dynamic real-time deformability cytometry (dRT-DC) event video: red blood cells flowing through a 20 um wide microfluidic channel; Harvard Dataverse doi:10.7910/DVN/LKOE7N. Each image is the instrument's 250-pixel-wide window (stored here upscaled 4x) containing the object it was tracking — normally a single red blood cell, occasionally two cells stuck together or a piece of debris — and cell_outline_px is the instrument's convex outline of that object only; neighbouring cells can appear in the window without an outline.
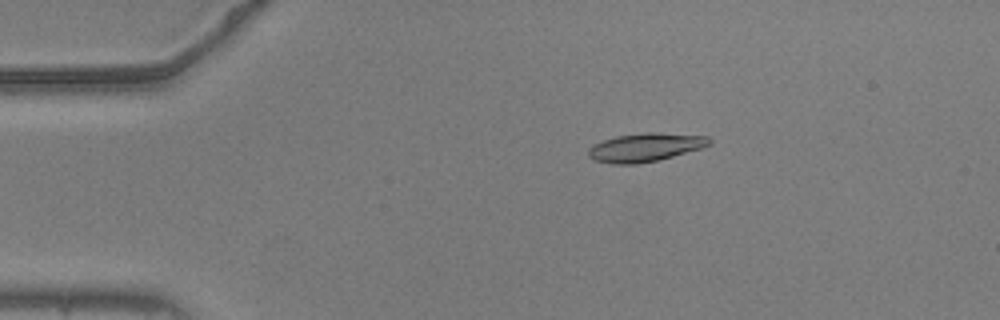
{"species": "common noctule bat (a hibernating species)", "species_latin": "Nyctalus noctula", "temperature_condition": "warm", "stored_images_in_passage": 20, "camera_frame_rate_fps": 3000, "um_per_image_px": 0.085, "animal": {"sex": "male", "body_mass_g": 20.5, "forearm_length_mm": 52.5}, "frame": {"image": 1, "passage_image": 11, "time_ms": 3.333, "image_size_px": [1000, 320], "cell_outline_px": [[712, 144], [704, 148], [656, 160], [636, 164], [612, 164], [592, 160], [588, 156], [588, 148], [592, 144], [616, 136], [644, 132], [652, 132], [708, 136], [712, 140]], "centroid_in_image_um": [54.84, 12.52], "position_along_channel_um": 30.2, "area_um2": 20.23}}
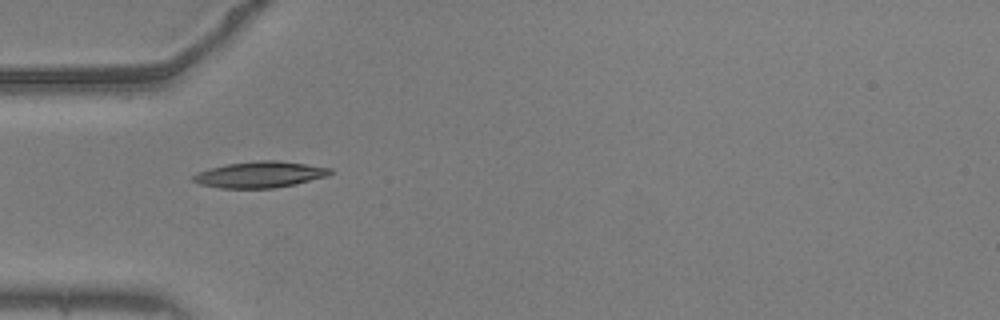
{"frame": {"image": 2, "passage_image": 18, "time_ms": 5.667, "image_size_px": [1000, 320], "cell_outline_px": [[332, 172], [328, 176], [296, 184], [272, 188], [220, 188], [200, 184], [192, 180], [192, 176], [196, 172], [208, 168], [228, 164], [256, 160], [276, 160], [332, 168]], "centroid_in_image_um": [22.07, 14.83], "position_along_channel_um": 62.9, "area_um2": 20.92}}